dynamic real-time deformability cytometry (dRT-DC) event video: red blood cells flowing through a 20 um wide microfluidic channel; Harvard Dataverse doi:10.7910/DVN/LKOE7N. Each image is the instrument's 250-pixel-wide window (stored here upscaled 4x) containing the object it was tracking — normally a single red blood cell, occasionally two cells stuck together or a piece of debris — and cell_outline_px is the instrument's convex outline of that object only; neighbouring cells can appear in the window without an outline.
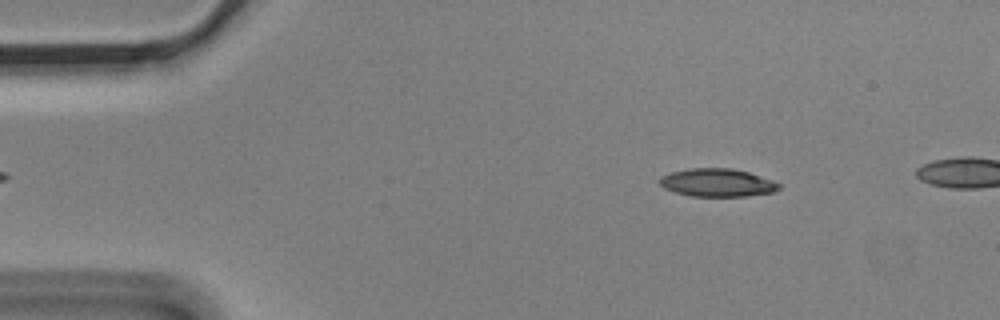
{"species": "Egyptian fruit bat (a non-hibernating species)", "species_latin": "Rousettus aegyptiacus", "temperature_condition": "cold", "stored_images_in_passage": 4, "camera_frame_rate_fps": 3000, "um_per_image_px": 0.085, "animal": {"sex": "male"}, "frame": {"image": 1, "passage_image": 1, "time_ms": 0.0, "image_size_px": [1000, 320], "cell_outline_px": [[780, 188], [772, 192], [744, 196], [692, 196], [676, 192], [664, 188], [660, 184], [660, 176], [672, 172], [688, 168], [732, 168], [748, 172], [772, 180], [780, 184]], "centroid_in_image_um": [60.96, 15.52], "position_along_channel_um": 24.0, "area_um2": 19.31}}